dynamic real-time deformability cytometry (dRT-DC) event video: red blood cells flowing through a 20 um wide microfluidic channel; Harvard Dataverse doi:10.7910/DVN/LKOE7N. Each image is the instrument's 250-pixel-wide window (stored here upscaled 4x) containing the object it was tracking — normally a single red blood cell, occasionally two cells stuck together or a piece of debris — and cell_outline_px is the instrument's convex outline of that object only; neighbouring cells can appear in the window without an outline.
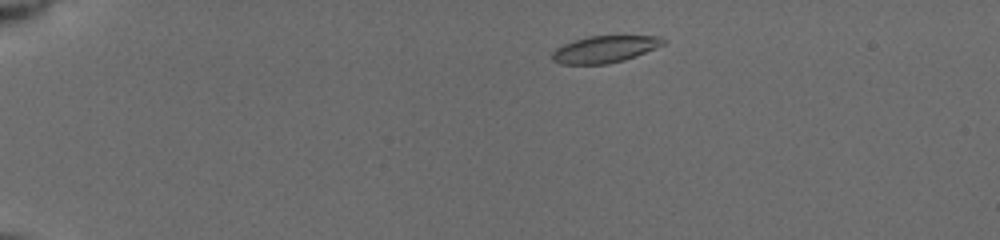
{"species": "common noctule bat (a hibernating species)", "species_latin": "Nyctalus noctula", "temperature_condition": "cold", "stored_images_in_passage": 9, "camera_frame_rate_fps": 3000, "um_per_image_px": 0.085, "animal": {"sex": "female", "body_mass_g": 19.5, "forearm_length_mm": 54.1}, "frame": {"image": 1, "passage_image": 4, "time_ms": 1.333, "image_size_px": [1000, 240], "cell_outline_px": [[668, 40], [664, 44], [656, 48], [636, 56], [624, 60], [608, 64], [560, 64], [552, 60], [552, 52], [556, 48], [564, 44], [588, 36], [660, 36]], "centroid_in_image_um": [51.43, 4.19], "position_along_channel_um": 33.6, "area_um2": 17.4}}
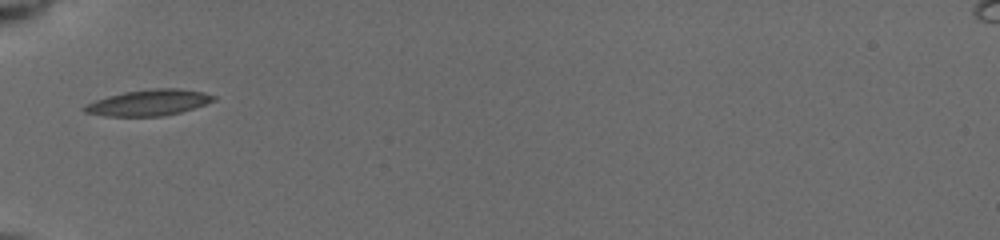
{"frame": {"image": 2, "passage_image": 9, "time_ms": 4.333, "image_size_px": [1000, 240], "cell_outline_px": [[216, 100], [180, 112], [160, 116], [104, 116], [84, 112], [80, 108], [84, 104], [108, 96], [124, 92], [156, 88], [176, 88], [204, 92], [216, 96]], "centroid_in_image_um": [12.6, 8.72], "position_along_channel_um": 72.4, "area_um2": 19.48}}